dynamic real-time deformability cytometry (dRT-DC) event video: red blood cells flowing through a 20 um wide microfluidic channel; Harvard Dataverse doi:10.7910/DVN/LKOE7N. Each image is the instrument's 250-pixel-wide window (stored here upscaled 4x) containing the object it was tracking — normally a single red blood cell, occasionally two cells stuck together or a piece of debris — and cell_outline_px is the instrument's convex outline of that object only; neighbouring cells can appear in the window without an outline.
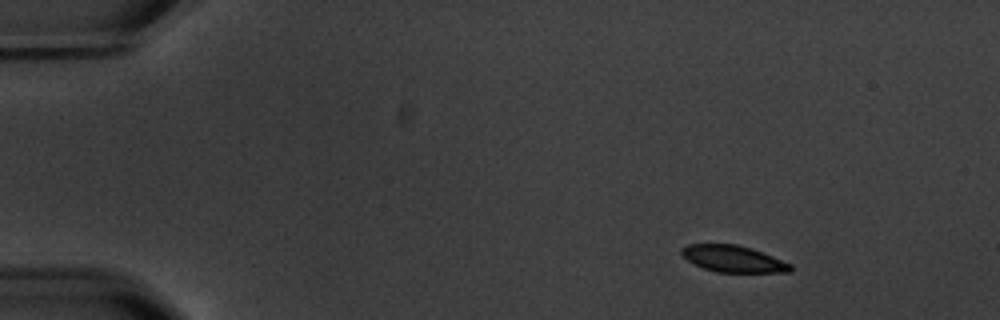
{"species": "common noctule bat (a hibernating species)", "species_latin": "Nyctalus noctula", "temperature_condition": "warm", "stored_images_in_passage": 4, "camera_frame_rate_fps": 3000, "um_per_image_px": 0.085, "animal": {"sex": "male", "body_mass_g": 20.1, "forearm_length_mm": 53.5}, "frame": {"image": 1, "passage_image": 1, "time_ms": 0.0, "image_size_px": [1000, 320], "cell_outline_px": [[792, 272], [716, 272], [704, 268], [688, 260], [680, 252], [680, 248], [688, 244], [736, 244], [752, 248], [792, 264]], "centroid_in_image_um": [62.33, 21.99], "position_along_channel_um": 22.7, "area_um2": 16.82}}